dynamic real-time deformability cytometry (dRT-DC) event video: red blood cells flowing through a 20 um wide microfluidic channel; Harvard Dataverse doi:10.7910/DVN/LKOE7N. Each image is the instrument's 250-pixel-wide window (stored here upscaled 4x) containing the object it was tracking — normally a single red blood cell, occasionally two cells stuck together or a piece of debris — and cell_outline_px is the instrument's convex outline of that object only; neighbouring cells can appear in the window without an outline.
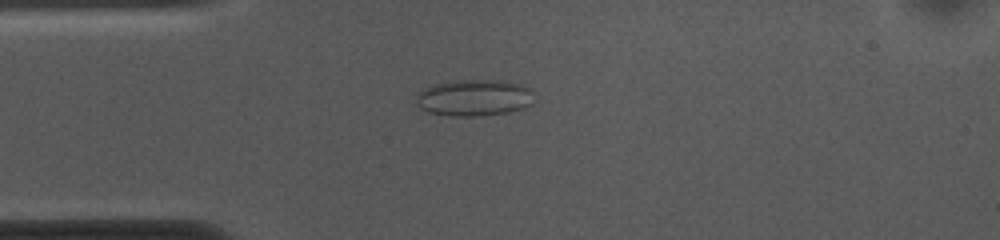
{"species": "common noctule bat (a hibernating species)", "species_latin": "Nyctalus noctula", "temperature_condition": "cold", "stored_images_in_passage": 53, "camera_frame_rate_fps": 3000, "um_per_image_px": 0.085, "animal": {"sex": "female", "body_mass_g": 10.0, "forearm_length_mm": 53.1}, "frame": {"image": 1, "passage_image": 12, "time_ms": 3.667, "image_size_px": [1000, 240], "cell_outline_px": [[532, 104], [524, 108], [508, 112], [480, 116], [452, 116], [428, 112], [420, 108], [416, 104], [416, 96], [424, 88], [436, 84], [456, 80], [504, 80], [524, 84], [528, 88]], "centroid_in_image_um": [40.28, 8.31], "position_along_channel_um": 44.7, "area_um2": 25.09}}
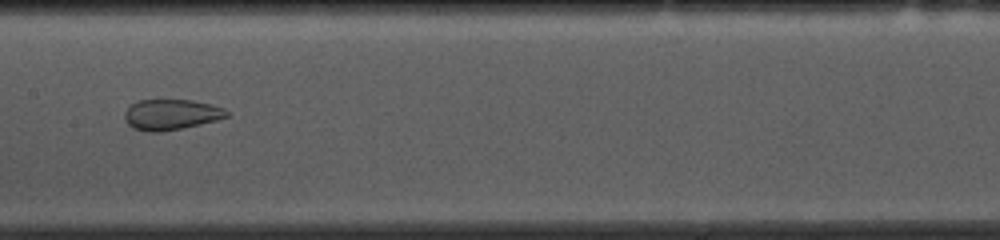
{"frame": {"image": 2, "passage_image": 25, "time_ms": 8.0, "image_size_px": [1000, 240], "cell_outline_px": [[228, 116], [216, 120], [200, 124], [160, 132], [148, 132], [132, 128], [124, 120], [124, 112], [132, 104], [140, 100], [192, 100], [224, 108], [228, 112]], "centroid_in_image_um": [14.51, 9.74], "position_along_channel_um": 192.9, "area_um2": 18.03}}
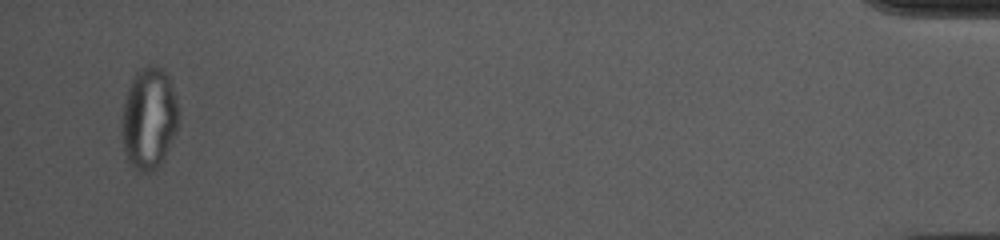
{"frame": {"image": 3, "passage_image": 51, "time_ms": 16.667, "image_size_px": [1000, 240], "cell_outline_px": [[180, 120], [176, 132], [160, 164], [152, 172], [140, 172], [128, 160], [124, 152], [124, 100], [128, 88], [136, 72], [140, 68], [148, 64], [152, 64], [160, 68], [168, 76], [176, 96]], "centroid_in_image_um": [12.71, 10.03], "position_along_channel_um": 422.5, "area_um2": 33.18}, "authors_computed_cell_mechanics": {"area_um2": 27.3972, "velocity_mm_per_s": 3.672, "shape_relaxation_time_tau1_ms": null, "shape_relaxation_time_tau2_ms": 1.1785, "deformation_change_tau1": null, "deformation_change_tau2": 0.0741}}